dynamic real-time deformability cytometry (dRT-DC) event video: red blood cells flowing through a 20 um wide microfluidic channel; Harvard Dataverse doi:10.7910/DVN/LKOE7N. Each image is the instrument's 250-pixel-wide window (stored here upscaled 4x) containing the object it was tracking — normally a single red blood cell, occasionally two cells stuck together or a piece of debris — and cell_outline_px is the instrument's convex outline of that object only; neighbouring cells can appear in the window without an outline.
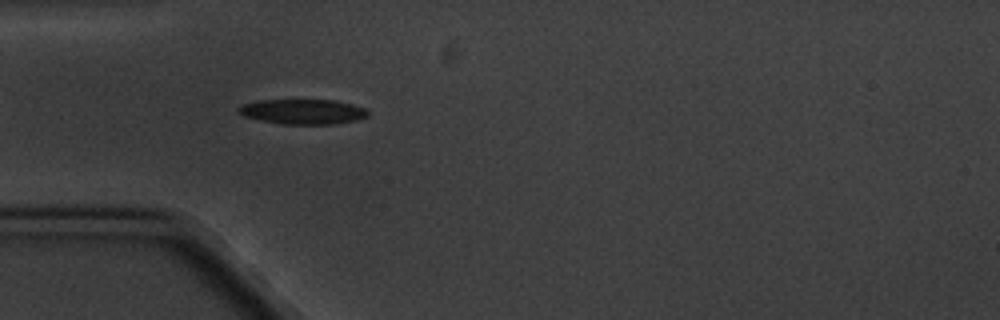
{"species": "common noctule bat (a hibernating species)", "species_latin": "Nyctalus noctula", "temperature_condition": "cold", "stored_images_in_passage": 5, "camera_frame_rate_fps": 3000, "um_per_image_px": 0.085, "animal": {"sex": "male", "body_mass_g": 20.1, "forearm_length_mm": 53.5}, "frame": {"image": 1, "passage_image": 5, "time_ms": 4.667, "image_size_px": [1000, 320], "cell_outline_px": [[368, 116], [356, 120], [336, 124], [284, 124], [244, 116], [236, 108], [240, 104], [260, 100], [336, 100], [352, 104], [364, 108], [368, 112]], "centroid_in_image_um": [25.75, 9.48], "position_along_channel_um": 59.2, "area_um2": 18.73}}